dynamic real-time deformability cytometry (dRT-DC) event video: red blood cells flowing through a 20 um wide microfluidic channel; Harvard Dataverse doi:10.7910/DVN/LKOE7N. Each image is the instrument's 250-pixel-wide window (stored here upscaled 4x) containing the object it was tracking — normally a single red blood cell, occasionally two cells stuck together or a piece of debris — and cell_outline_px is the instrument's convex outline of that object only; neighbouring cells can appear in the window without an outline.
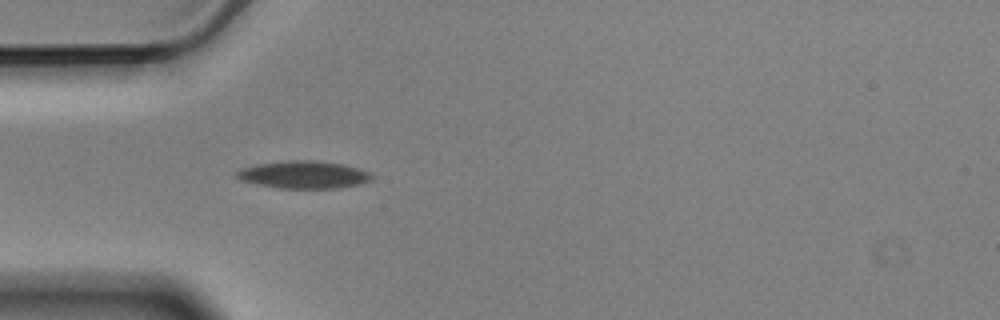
{"species": "Egyptian fruit bat (a non-hibernating species)", "species_latin": "Rousettus aegyptiacus", "temperature_condition": "cold", "stored_images_in_passage": 1, "camera_frame_rate_fps": 3000, "um_per_image_px": 0.085, "animal": {"sex": "male"}, "frame": {"image": 1, "passage_image": 1, "time_ms": 0.0, "image_size_px": [1000, 320], "cell_outline_px": [[372, 180], [360, 184], [340, 188], [280, 188], [256, 184], [240, 180], [236, 176], [236, 172], [240, 168], [256, 164], [288, 160], [316, 160], [344, 164], [360, 168], [372, 172]], "centroid_in_image_um": [25.84, 14.84], "position_along_channel_um": 59.2, "area_um2": 21.96}}